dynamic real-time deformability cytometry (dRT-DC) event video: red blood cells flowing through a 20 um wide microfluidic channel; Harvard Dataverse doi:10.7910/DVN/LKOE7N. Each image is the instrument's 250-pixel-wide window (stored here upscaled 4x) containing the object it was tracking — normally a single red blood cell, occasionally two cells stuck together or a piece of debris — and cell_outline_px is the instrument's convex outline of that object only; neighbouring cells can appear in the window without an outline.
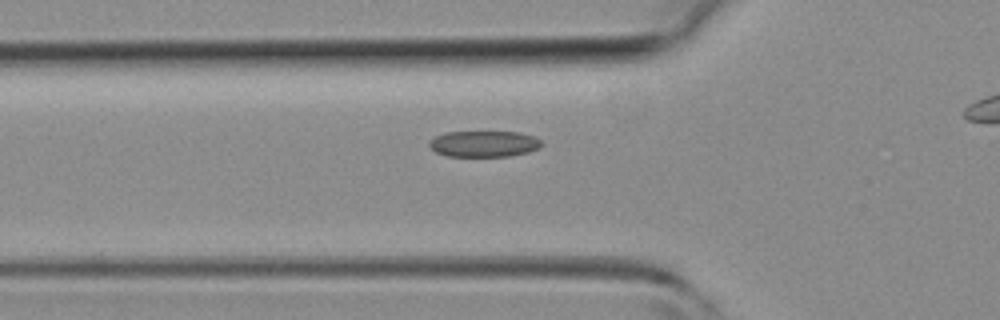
{"species": "common noctule bat (a hibernating species)", "species_latin": "Nyctalus noctula", "temperature_condition": "room temperature", "stored_images_in_passage": 33, "camera_frame_rate_fps": 3000, "um_per_image_px": 0.085, "animal": {"sex": "female", "body_mass_g": 19.3, "forearm_length_mm": 54.1}, "frame": {"image": 1, "passage_image": 13, "time_ms": 4.0, "image_size_px": [1000, 320], "cell_outline_px": [[544, 144], [540, 148], [528, 152], [508, 156], [448, 156], [436, 152], [428, 144], [428, 140], [444, 132], [520, 132], [532, 136], [540, 140]], "centroid_in_image_um": [41.14, 12.22], "position_along_channel_um": 84.7, "area_um2": 17.11}}
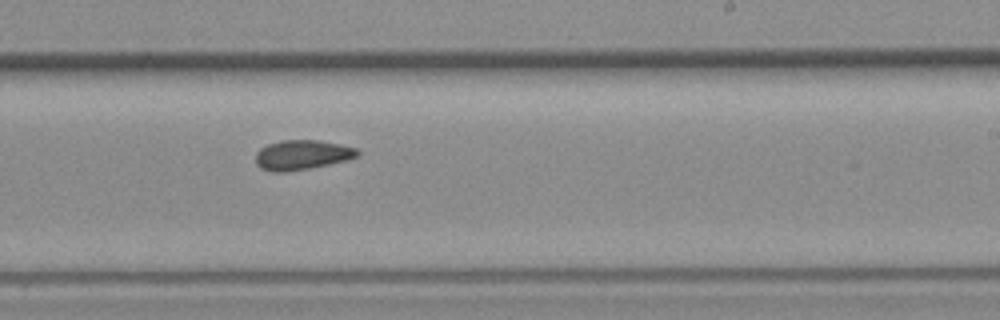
{"frame": {"image": 2, "passage_image": 24, "time_ms": 7.667, "image_size_px": [1000, 320], "cell_outline_px": [[360, 156], [328, 164], [308, 168], [284, 172], [272, 172], [260, 168], [256, 164], [256, 152], [260, 148], [268, 144], [284, 140], [320, 140], [340, 144], [356, 148], [360, 152]], "centroid_in_image_um": [25.66, 13.16], "position_along_channel_um": 263.3, "area_um2": 17.57}}
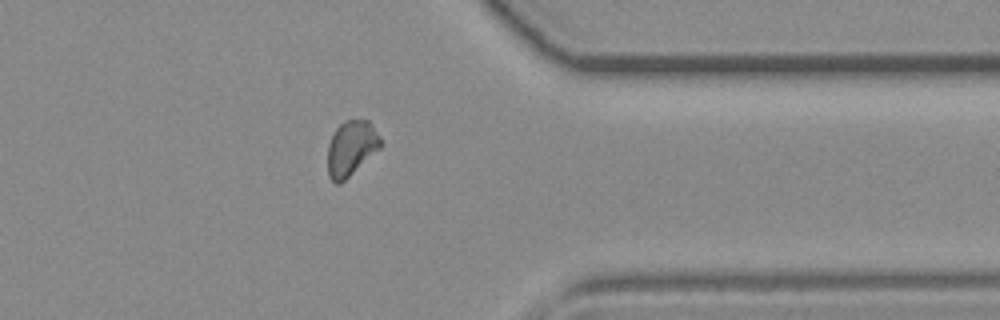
{"frame": {"image": 3, "passage_image": 32, "time_ms": 10.333, "image_size_px": [1000, 320], "cell_outline_px": [[380, 148], [340, 184], [336, 184], [328, 176], [328, 144], [336, 128], [344, 120], [368, 120], [372, 124], [380, 136]], "centroid_in_image_um": [29.84, 12.59], "position_along_channel_um": 381.6, "area_um2": 16.82}}